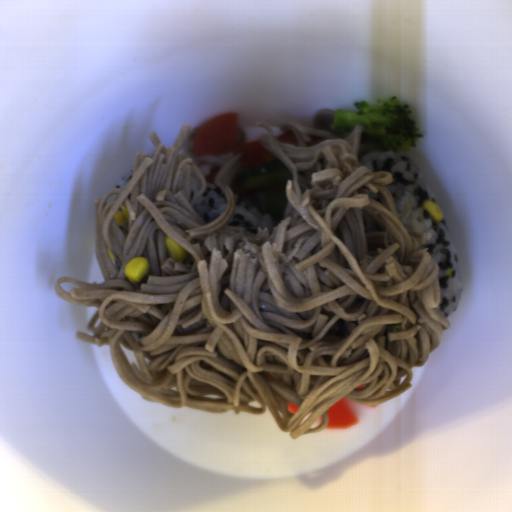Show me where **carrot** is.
I'll use <instances>...</instances> for the list:
<instances>
[{
	"mask_svg": "<svg viewBox=\"0 0 512 512\" xmlns=\"http://www.w3.org/2000/svg\"><path fill=\"white\" fill-rule=\"evenodd\" d=\"M220 166H215L214 168L211 169L210 173L209 174H206L205 175V180L207 183H210V184H214L215 183V179L220 171Z\"/></svg>",
	"mask_w": 512,
	"mask_h": 512,
	"instance_id": "07d2c1c8",
	"label": "carrot"
},
{
	"mask_svg": "<svg viewBox=\"0 0 512 512\" xmlns=\"http://www.w3.org/2000/svg\"><path fill=\"white\" fill-rule=\"evenodd\" d=\"M326 414L329 419L326 429L329 430L350 429L358 422L357 415L345 397L328 408Z\"/></svg>",
	"mask_w": 512,
	"mask_h": 512,
	"instance_id": "cead05ca",
	"label": "carrot"
},
{
	"mask_svg": "<svg viewBox=\"0 0 512 512\" xmlns=\"http://www.w3.org/2000/svg\"><path fill=\"white\" fill-rule=\"evenodd\" d=\"M277 139H278V141H281L285 144L299 146V142H298L295 132H292L290 130L283 132Z\"/></svg>",
	"mask_w": 512,
	"mask_h": 512,
	"instance_id": "1c9b5961",
	"label": "carrot"
},
{
	"mask_svg": "<svg viewBox=\"0 0 512 512\" xmlns=\"http://www.w3.org/2000/svg\"><path fill=\"white\" fill-rule=\"evenodd\" d=\"M287 407H288V413H290L291 415L297 414V412L300 408V406H298L297 404L289 402V401L287 403Z\"/></svg>",
	"mask_w": 512,
	"mask_h": 512,
	"instance_id": "79d8ee17",
	"label": "carrot"
},
{
	"mask_svg": "<svg viewBox=\"0 0 512 512\" xmlns=\"http://www.w3.org/2000/svg\"><path fill=\"white\" fill-rule=\"evenodd\" d=\"M192 152L200 157L226 153L241 155L242 170L232 180L230 187L234 195L242 198L251 191L239 186L241 173L277 160L258 140L239 143L237 114L234 111L211 117L202 124L192 142Z\"/></svg>",
	"mask_w": 512,
	"mask_h": 512,
	"instance_id": "b8716197",
	"label": "carrot"
}]
</instances>
